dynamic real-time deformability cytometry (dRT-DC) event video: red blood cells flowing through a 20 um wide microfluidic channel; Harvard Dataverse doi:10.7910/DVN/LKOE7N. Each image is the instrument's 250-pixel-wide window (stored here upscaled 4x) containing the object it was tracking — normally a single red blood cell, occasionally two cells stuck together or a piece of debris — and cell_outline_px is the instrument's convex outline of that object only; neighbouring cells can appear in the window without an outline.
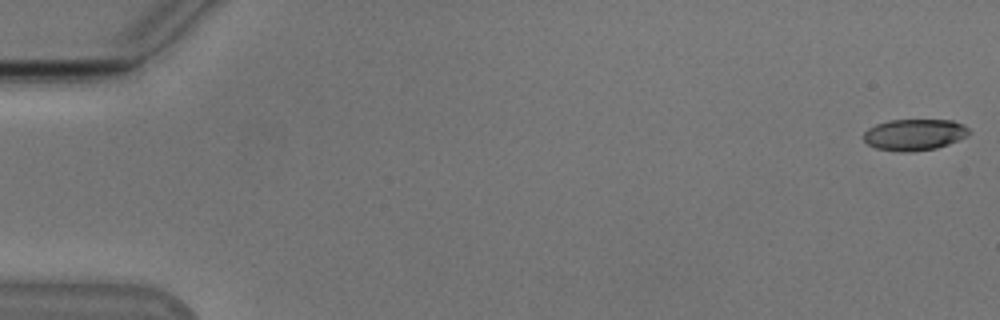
{"species": "Egyptian fruit bat (a non-hibernating species)", "species_latin": "Rousettus aegyptiacus", "temperature_condition": "cold", "stored_images_in_passage": 52, "camera_frame_rate_fps": 3000, "um_per_image_px": 0.085, "animal": {"sex": "male"}, "frame": {"image": 1, "passage_image": 1, "time_ms": 0.0, "image_size_px": [1000, 320], "cell_outline_px": [[968, 132], [964, 136], [948, 144], [936, 148], [912, 152], [900, 152], [876, 148], [868, 144], [864, 140], [864, 132], [868, 128], [876, 124], [892, 120], [952, 120], [968, 128]], "centroid_in_image_um": [77.67, 11.45], "position_along_channel_um": 7.3, "area_um2": 18.96}}
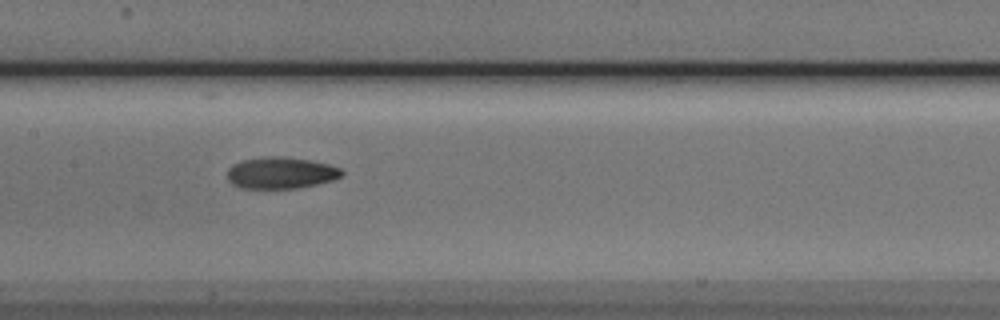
{"frame": {"image": 2, "passage_image": 27, "time_ms": 8.667, "image_size_px": [1000, 320], "cell_outline_px": [[344, 172], [340, 176], [332, 180], [316, 184], [296, 188], [240, 188], [232, 184], [228, 180], [228, 168], [232, 164], [244, 160], [264, 156], [280, 156], [308, 160], [328, 164], [340, 168]], "centroid_in_image_um": [23.84, 14.69], "position_along_channel_um": 183.6, "area_um2": 20.92}}
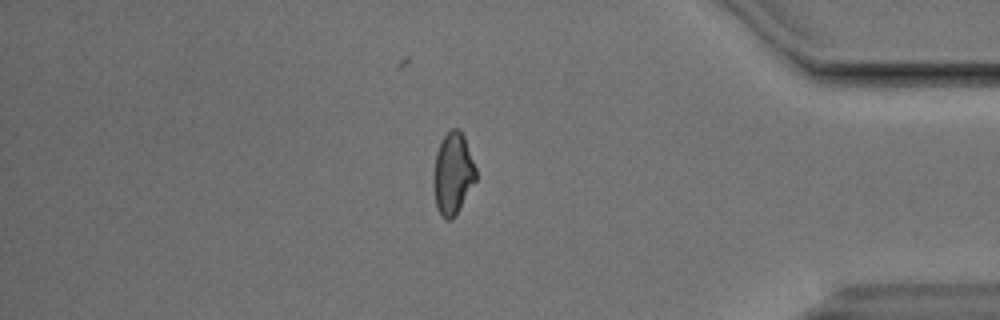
{"frame": {"image": 3, "passage_image": 46, "time_ms": 15.0, "image_size_px": [1000, 320], "cell_outline_px": [[476, 180], [456, 216], [452, 220], [444, 220], [436, 204], [432, 180], [432, 176], [436, 152], [444, 136], [452, 128], [460, 128], [464, 136], [476, 168]], "centroid_in_image_um": [38.49, 14.77], "position_along_channel_um": 396.7, "area_um2": 20.35}}